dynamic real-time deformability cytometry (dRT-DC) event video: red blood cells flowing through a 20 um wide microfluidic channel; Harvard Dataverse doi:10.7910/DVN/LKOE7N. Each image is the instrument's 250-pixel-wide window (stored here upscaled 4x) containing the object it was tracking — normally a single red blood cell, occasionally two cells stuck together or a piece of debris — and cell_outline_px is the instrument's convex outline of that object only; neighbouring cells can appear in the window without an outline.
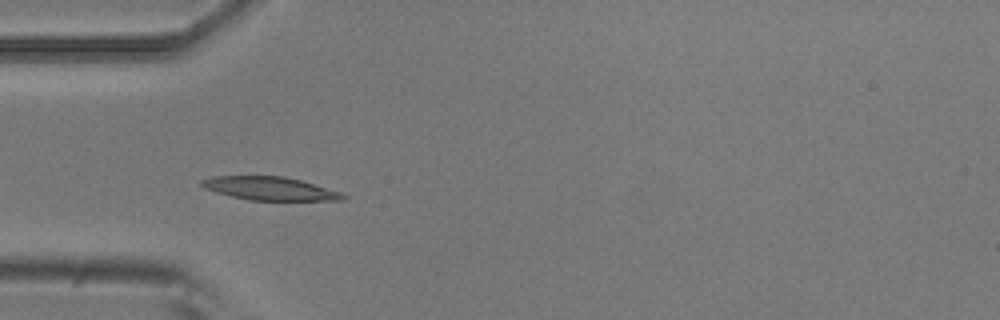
{"species": "common noctule bat (a hibernating species)", "species_latin": "Nyctalus noctula", "temperature_condition": "room temperature", "stored_images_in_passage": 11, "camera_frame_rate_fps": 3000, "um_per_image_px": 0.085, "animal": {"sex": "male", "body_mass_g": 20.5, "forearm_length_mm": 52.5}, "frame": {"image": 1, "passage_image": 5, "time_ms": 1.333, "image_size_px": [1000, 320], "cell_outline_px": [[348, 196], [344, 200], [252, 200], [232, 196], [216, 192], [204, 188], [200, 184], [200, 180], [212, 176], [284, 176], [300, 180], [340, 192]], "centroid_in_image_um": [22.92, 16.02], "position_along_channel_um": 62.1, "area_um2": 19.02}}
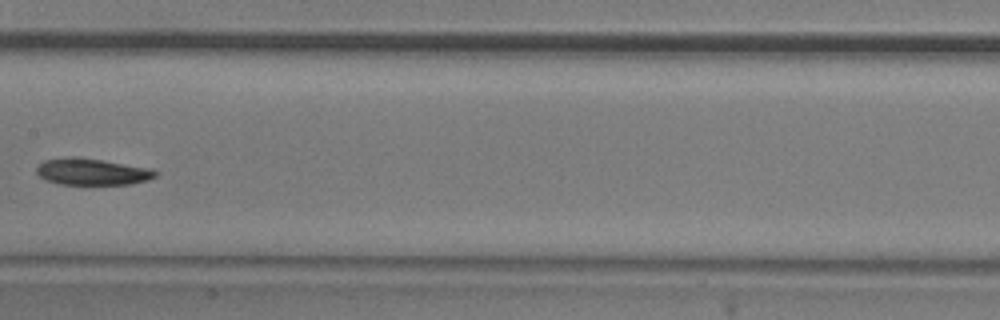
{"frame": {"image": 2, "passage_image": 8, "time_ms": 2.333, "image_size_px": [1000, 320], "cell_outline_px": [[160, 172], [156, 176], [148, 180], [132, 184], [60, 184], [48, 180], [40, 176], [36, 172], [36, 168], [44, 160], [104, 160], [152, 168]], "centroid_in_image_um": [7.97, 14.64], "position_along_channel_um": 199.4, "area_um2": 17.63}}
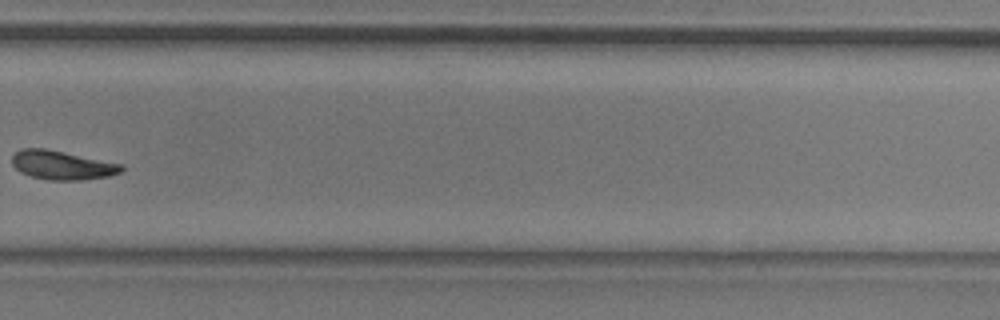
{"frame": {"image": 3, "passage_image": 11, "time_ms": 3.333, "image_size_px": [1000, 320], "cell_outline_px": [[124, 168], [120, 172], [108, 176], [80, 180], [48, 180], [32, 176], [20, 172], [12, 164], [12, 156], [20, 148], [44, 148], [124, 164]], "centroid_in_image_um": [5.27, 14.03], "position_along_channel_um": 324.5, "area_um2": 18.38}}